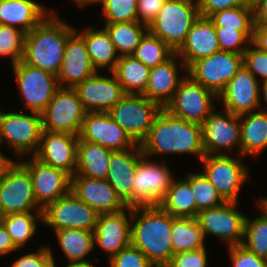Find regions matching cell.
Returning <instances> with one entry per match:
<instances>
[{
	"instance_id": "obj_61",
	"label": "cell",
	"mask_w": 267,
	"mask_h": 267,
	"mask_svg": "<svg viewBox=\"0 0 267 267\" xmlns=\"http://www.w3.org/2000/svg\"><path fill=\"white\" fill-rule=\"evenodd\" d=\"M260 0H244L246 5L254 7Z\"/></svg>"
},
{
	"instance_id": "obj_49",
	"label": "cell",
	"mask_w": 267,
	"mask_h": 267,
	"mask_svg": "<svg viewBox=\"0 0 267 267\" xmlns=\"http://www.w3.org/2000/svg\"><path fill=\"white\" fill-rule=\"evenodd\" d=\"M196 1L199 9V15L207 18H209L212 14L216 12L246 5L244 0H196Z\"/></svg>"
},
{
	"instance_id": "obj_44",
	"label": "cell",
	"mask_w": 267,
	"mask_h": 267,
	"mask_svg": "<svg viewBox=\"0 0 267 267\" xmlns=\"http://www.w3.org/2000/svg\"><path fill=\"white\" fill-rule=\"evenodd\" d=\"M221 51L243 54L251 44L253 32H240L234 29L215 27Z\"/></svg>"
},
{
	"instance_id": "obj_22",
	"label": "cell",
	"mask_w": 267,
	"mask_h": 267,
	"mask_svg": "<svg viewBox=\"0 0 267 267\" xmlns=\"http://www.w3.org/2000/svg\"><path fill=\"white\" fill-rule=\"evenodd\" d=\"M131 217V207L116 213L99 214L94 230V247L99 246L108 254L107 260L131 244Z\"/></svg>"
},
{
	"instance_id": "obj_40",
	"label": "cell",
	"mask_w": 267,
	"mask_h": 267,
	"mask_svg": "<svg viewBox=\"0 0 267 267\" xmlns=\"http://www.w3.org/2000/svg\"><path fill=\"white\" fill-rule=\"evenodd\" d=\"M209 19L215 27L234 29L240 32H253L254 7L249 5L238 6L212 14Z\"/></svg>"
},
{
	"instance_id": "obj_10",
	"label": "cell",
	"mask_w": 267,
	"mask_h": 267,
	"mask_svg": "<svg viewBox=\"0 0 267 267\" xmlns=\"http://www.w3.org/2000/svg\"><path fill=\"white\" fill-rule=\"evenodd\" d=\"M86 113L74 88L59 87L41 112L42 129L79 136Z\"/></svg>"
},
{
	"instance_id": "obj_46",
	"label": "cell",
	"mask_w": 267,
	"mask_h": 267,
	"mask_svg": "<svg viewBox=\"0 0 267 267\" xmlns=\"http://www.w3.org/2000/svg\"><path fill=\"white\" fill-rule=\"evenodd\" d=\"M243 64L259 82L267 80V53L259 50L252 43L243 53Z\"/></svg>"
},
{
	"instance_id": "obj_50",
	"label": "cell",
	"mask_w": 267,
	"mask_h": 267,
	"mask_svg": "<svg viewBox=\"0 0 267 267\" xmlns=\"http://www.w3.org/2000/svg\"><path fill=\"white\" fill-rule=\"evenodd\" d=\"M166 0H137V21L148 26L157 17Z\"/></svg>"
},
{
	"instance_id": "obj_62",
	"label": "cell",
	"mask_w": 267,
	"mask_h": 267,
	"mask_svg": "<svg viewBox=\"0 0 267 267\" xmlns=\"http://www.w3.org/2000/svg\"><path fill=\"white\" fill-rule=\"evenodd\" d=\"M3 142H4V139H3V134H2L1 122H0V146L2 145Z\"/></svg>"
},
{
	"instance_id": "obj_29",
	"label": "cell",
	"mask_w": 267,
	"mask_h": 267,
	"mask_svg": "<svg viewBox=\"0 0 267 267\" xmlns=\"http://www.w3.org/2000/svg\"><path fill=\"white\" fill-rule=\"evenodd\" d=\"M85 42L87 52L96 71L107 70L113 72L116 68L119 54L112 43L106 29L86 27L81 33L75 31Z\"/></svg>"
},
{
	"instance_id": "obj_43",
	"label": "cell",
	"mask_w": 267,
	"mask_h": 267,
	"mask_svg": "<svg viewBox=\"0 0 267 267\" xmlns=\"http://www.w3.org/2000/svg\"><path fill=\"white\" fill-rule=\"evenodd\" d=\"M100 6L105 24L137 21V0H101Z\"/></svg>"
},
{
	"instance_id": "obj_9",
	"label": "cell",
	"mask_w": 267,
	"mask_h": 267,
	"mask_svg": "<svg viewBox=\"0 0 267 267\" xmlns=\"http://www.w3.org/2000/svg\"><path fill=\"white\" fill-rule=\"evenodd\" d=\"M217 98L215 93L185 74L164 109L175 117L202 125L215 110L212 100L216 101Z\"/></svg>"
},
{
	"instance_id": "obj_33",
	"label": "cell",
	"mask_w": 267,
	"mask_h": 267,
	"mask_svg": "<svg viewBox=\"0 0 267 267\" xmlns=\"http://www.w3.org/2000/svg\"><path fill=\"white\" fill-rule=\"evenodd\" d=\"M58 243L69 262H93L86 257L94 250V231L59 229L55 231Z\"/></svg>"
},
{
	"instance_id": "obj_16",
	"label": "cell",
	"mask_w": 267,
	"mask_h": 267,
	"mask_svg": "<svg viewBox=\"0 0 267 267\" xmlns=\"http://www.w3.org/2000/svg\"><path fill=\"white\" fill-rule=\"evenodd\" d=\"M239 202L226 201L222 205L198 212L196 220L204 237L222 238L227 246L241 245L246 216L236 209Z\"/></svg>"
},
{
	"instance_id": "obj_15",
	"label": "cell",
	"mask_w": 267,
	"mask_h": 267,
	"mask_svg": "<svg viewBox=\"0 0 267 267\" xmlns=\"http://www.w3.org/2000/svg\"><path fill=\"white\" fill-rule=\"evenodd\" d=\"M242 64L243 54L220 50L194 62L186 74L218 96Z\"/></svg>"
},
{
	"instance_id": "obj_31",
	"label": "cell",
	"mask_w": 267,
	"mask_h": 267,
	"mask_svg": "<svg viewBox=\"0 0 267 267\" xmlns=\"http://www.w3.org/2000/svg\"><path fill=\"white\" fill-rule=\"evenodd\" d=\"M114 151L96 143L78 139L77 165L74 175L107 179L110 157Z\"/></svg>"
},
{
	"instance_id": "obj_18",
	"label": "cell",
	"mask_w": 267,
	"mask_h": 267,
	"mask_svg": "<svg viewBox=\"0 0 267 267\" xmlns=\"http://www.w3.org/2000/svg\"><path fill=\"white\" fill-rule=\"evenodd\" d=\"M78 137L113 151H124L136 145L107 112H87Z\"/></svg>"
},
{
	"instance_id": "obj_55",
	"label": "cell",
	"mask_w": 267,
	"mask_h": 267,
	"mask_svg": "<svg viewBox=\"0 0 267 267\" xmlns=\"http://www.w3.org/2000/svg\"><path fill=\"white\" fill-rule=\"evenodd\" d=\"M13 162V159L8 158L2 151H0V179L3 178L6 170L13 164Z\"/></svg>"
},
{
	"instance_id": "obj_12",
	"label": "cell",
	"mask_w": 267,
	"mask_h": 267,
	"mask_svg": "<svg viewBox=\"0 0 267 267\" xmlns=\"http://www.w3.org/2000/svg\"><path fill=\"white\" fill-rule=\"evenodd\" d=\"M18 90L28 110L41 113L59 88L57 76L25 64L22 60L12 65Z\"/></svg>"
},
{
	"instance_id": "obj_23",
	"label": "cell",
	"mask_w": 267,
	"mask_h": 267,
	"mask_svg": "<svg viewBox=\"0 0 267 267\" xmlns=\"http://www.w3.org/2000/svg\"><path fill=\"white\" fill-rule=\"evenodd\" d=\"M70 191L98 214L116 213L127 208L106 179L73 175Z\"/></svg>"
},
{
	"instance_id": "obj_36",
	"label": "cell",
	"mask_w": 267,
	"mask_h": 267,
	"mask_svg": "<svg viewBox=\"0 0 267 267\" xmlns=\"http://www.w3.org/2000/svg\"><path fill=\"white\" fill-rule=\"evenodd\" d=\"M104 28L119 56L132 55L141 39L148 32V26L138 21L105 24Z\"/></svg>"
},
{
	"instance_id": "obj_24",
	"label": "cell",
	"mask_w": 267,
	"mask_h": 267,
	"mask_svg": "<svg viewBox=\"0 0 267 267\" xmlns=\"http://www.w3.org/2000/svg\"><path fill=\"white\" fill-rule=\"evenodd\" d=\"M96 72L84 40L74 32L67 40L62 65L57 75L59 87L74 88Z\"/></svg>"
},
{
	"instance_id": "obj_8",
	"label": "cell",
	"mask_w": 267,
	"mask_h": 267,
	"mask_svg": "<svg viewBox=\"0 0 267 267\" xmlns=\"http://www.w3.org/2000/svg\"><path fill=\"white\" fill-rule=\"evenodd\" d=\"M238 155L234 158L226 155H205L201 162L202 172L216 188L225 201L239 202V192L242 185L249 181L250 173L246 163Z\"/></svg>"
},
{
	"instance_id": "obj_28",
	"label": "cell",
	"mask_w": 267,
	"mask_h": 267,
	"mask_svg": "<svg viewBox=\"0 0 267 267\" xmlns=\"http://www.w3.org/2000/svg\"><path fill=\"white\" fill-rule=\"evenodd\" d=\"M52 11L33 0H0V24L28 33Z\"/></svg>"
},
{
	"instance_id": "obj_32",
	"label": "cell",
	"mask_w": 267,
	"mask_h": 267,
	"mask_svg": "<svg viewBox=\"0 0 267 267\" xmlns=\"http://www.w3.org/2000/svg\"><path fill=\"white\" fill-rule=\"evenodd\" d=\"M158 206L173 217L196 218V201L190 183L185 179L172 181Z\"/></svg>"
},
{
	"instance_id": "obj_17",
	"label": "cell",
	"mask_w": 267,
	"mask_h": 267,
	"mask_svg": "<svg viewBox=\"0 0 267 267\" xmlns=\"http://www.w3.org/2000/svg\"><path fill=\"white\" fill-rule=\"evenodd\" d=\"M18 161L31 175L34 196L42 210L70 192L71 176L64 170L44 164L34 156Z\"/></svg>"
},
{
	"instance_id": "obj_30",
	"label": "cell",
	"mask_w": 267,
	"mask_h": 267,
	"mask_svg": "<svg viewBox=\"0 0 267 267\" xmlns=\"http://www.w3.org/2000/svg\"><path fill=\"white\" fill-rule=\"evenodd\" d=\"M241 156L256 158L267 148V111L240 115Z\"/></svg>"
},
{
	"instance_id": "obj_3",
	"label": "cell",
	"mask_w": 267,
	"mask_h": 267,
	"mask_svg": "<svg viewBox=\"0 0 267 267\" xmlns=\"http://www.w3.org/2000/svg\"><path fill=\"white\" fill-rule=\"evenodd\" d=\"M53 11L25 34L22 61L32 67L58 75L68 38L76 28Z\"/></svg>"
},
{
	"instance_id": "obj_35",
	"label": "cell",
	"mask_w": 267,
	"mask_h": 267,
	"mask_svg": "<svg viewBox=\"0 0 267 267\" xmlns=\"http://www.w3.org/2000/svg\"><path fill=\"white\" fill-rule=\"evenodd\" d=\"M205 239L196 218L172 216L171 243L174 254L206 248Z\"/></svg>"
},
{
	"instance_id": "obj_58",
	"label": "cell",
	"mask_w": 267,
	"mask_h": 267,
	"mask_svg": "<svg viewBox=\"0 0 267 267\" xmlns=\"http://www.w3.org/2000/svg\"><path fill=\"white\" fill-rule=\"evenodd\" d=\"M77 6L85 7L94 4H100L101 0H73Z\"/></svg>"
},
{
	"instance_id": "obj_5",
	"label": "cell",
	"mask_w": 267,
	"mask_h": 267,
	"mask_svg": "<svg viewBox=\"0 0 267 267\" xmlns=\"http://www.w3.org/2000/svg\"><path fill=\"white\" fill-rule=\"evenodd\" d=\"M149 159L143 155L138 161L127 207L158 206L171 186L174 177L164 158L161 163Z\"/></svg>"
},
{
	"instance_id": "obj_7",
	"label": "cell",
	"mask_w": 267,
	"mask_h": 267,
	"mask_svg": "<svg viewBox=\"0 0 267 267\" xmlns=\"http://www.w3.org/2000/svg\"><path fill=\"white\" fill-rule=\"evenodd\" d=\"M161 109L144 95L126 94L107 113L140 145L149 135L154 118Z\"/></svg>"
},
{
	"instance_id": "obj_53",
	"label": "cell",
	"mask_w": 267,
	"mask_h": 267,
	"mask_svg": "<svg viewBox=\"0 0 267 267\" xmlns=\"http://www.w3.org/2000/svg\"><path fill=\"white\" fill-rule=\"evenodd\" d=\"M17 250L19 249L14 245L11 236L0 222V256L8 255Z\"/></svg>"
},
{
	"instance_id": "obj_13",
	"label": "cell",
	"mask_w": 267,
	"mask_h": 267,
	"mask_svg": "<svg viewBox=\"0 0 267 267\" xmlns=\"http://www.w3.org/2000/svg\"><path fill=\"white\" fill-rule=\"evenodd\" d=\"M220 112L214 110L201 125L205 154L231 155L237 147V155H241L240 115L226 110Z\"/></svg>"
},
{
	"instance_id": "obj_54",
	"label": "cell",
	"mask_w": 267,
	"mask_h": 267,
	"mask_svg": "<svg viewBox=\"0 0 267 267\" xmlns=\"http://www.w3.org/2000/svg\"><path fill=\"white\" fill-rule=\"evenodd\" d=\"M254 25H267V0H260L254 6Z\"/></svg>"
},
{
	"instance_id": "obj_4",
	"label": "cell",
	"mask_w": 267,
	"mask_h": 267,
	"mask_svg": "<svg viewBox=\"0 0 267 267\" xmlns=\"http://www.w3.org/2000/svg\"><path fill=\"white\" fill-rule=\"evenodd\" d=\"M199 17L196 0H166L157 17L148 25V32L176 52Z\"/></svg>"
},
{
	"instance_id": "obj_21",
	"label": "cell",
	"mask_w": 267,
	"mask_h": 267,
	"mask_svg": "<svg viewBox=\"0 0 267 267\" xmlns=\"http://www.w3.org/2000/svg\"><path fill=\"white\" fill-rule=\"evenodd\" d=\"M78 139L77 135L70 133L43 130L34 157L72 177L76 172Z\"/></svg>"
},
{
	"instance_id": "obj_14",
	"label": "cell",
	"mask_w": 267,
	"mask_h": 267,
	"mask_svg": "<svg viewBox=\"0 0 267 267\" xmlns=\"http://www.w3.org/2000/svg\"><path fill=\"white\" fill-rule=\"evenodd\" d=\"M99 214L78 199L71 191L42 210V225L59 229H85L94 231Z\"/></svg>"
},
{
	"instance_id": "obj_41",
	"label": "cell",
	"mask_w": 267,
	"mask_h": 267,
	"mask_svg": "<svg viewBox=\"0 0 267 267\" xmlns=\"http://www.w3.org/2000/svg\"><path fill=\"white\" fill-rule=\"evenodd\" d=\"M185 179L190 183L194 194L196 216L202 210L215 208L226 202L202 172L190 173Z\"/></svg>"
},
{
	"instance_id": "obj_45",
	"label": "cell",
	"mask_w": 267,
	"mask_h": 267,
	"mask_svg": "<svg viewBox=\"0 0 267 267\" xmlns=\"http://www.w3.org/2000/svg\"><path fill=\"white\" fill-rule=\"evenodd\" d=\"M108 263L109 267H155L140 249L131 244L112 256Z\"/></svg>"
},
{
	"instance_id": "obj_51",
	"label": "cell",
	"mask_w": 267,
	"mask_h": 267,
	"mask_svg": "<svg viewBox=\"0 0 267 267\" xmlns=\"http://www.w3.org/2000/svg\"><path fill=\"white\" fill-rule=\"evenodd\" d=\"M49 246H40L36 252H30L16 259L10 267H41L42 262L50 255Z\"/></svg>"
},
{
	"instance_id": "obj_6",
	"label": "cell",
	"mask_w": 267,
	"mask_h": 267,
	"mask_svg": "<svg viewBox=\"0 0 267 267\" xmlns=\"http://www.w3.org/2000/svg\"><path fill=\"white\" fill-rule=\"evenodd\" d=\"M0 122L3 139L13 151L17 160L34 156L38 150L42 134L41 113L31 111L30 115L6 111L0 108Z\"/></svg>"
},
{
	"instance_id": "obj_34",
	"label": "cell",
	"mask_w": 267,
	"mask_h": 267,
	"mask_svg": "<svg viewBox=\"0 0 267 267\" xmlns=\"http://www.w3.org/2000/svg\"><path fill=\"white\" fill-rule=\"evenodd\" d=\"M113 73L125 94L142 95L148 85L150 68L132 55L120 56Z\"/></svg>"
},
{
	"instance_id": "obj_20",
	"label": "cell",
	"mask_w": 267,
	"mask_h": 267,
	"mask_svg": "<svg viewBox=\"0 0 267 267\" xmlns=\"http://www.w3.org/2000/svg\"><path fill=\"white\" fill-rule=\"evenodd\" d=\"M109 73L111 77L97 71L74 87L87 112H108L126 95L115 74Z\"/></svg>"
},
{
	"instance_id": "obj_19",
	"label": "cell",
	"mask_w": 267,
	"mask_h": 267,
	"mask_svg": "<svg viewBox=\"0 0 267 267\" xmlns=\"http://www.w3.org/2000/svg\"><path fill=\"white\" fill-rule=\"evenodd\" d=\"M259 89L258 79L242 64L218 95V100L224 110L234 115L250 113L260 109Z\"/></svg>"
},
{
	"instance_id": "obj_48",
	"label": "cell",
	"mask_w": 267,
	"mask_h": 267,
	"mask_svg": "<svg viewBox=\"0 0 267 267\" xmlns=\"http://www.w3.org/2000/svg\"><path fill=\"white\" fill-rule=\"evenodd\" d=\"M208 255L206 248L193 251L179 252L173 255L166 267H207Z\"/></svg>"
},
{
	"instance_id": "obj_2",
	"label": "cell",
	"mask_w": 267,
	"mask_h": 267,
	"mask_svg": "<svg viewBox=\"0 0 267 267\" xmlns=\"http://www.w3.org/2000/svg\"><path fill=\"white\" fill-rule=\"evenodd\" d=\"M171 228L172 215L159 206L132 208L131 245L155 267H166L172 260Z\"/></svg>"
},
{
	"instance_id": "obj_39",
	"label": "cell",
	"mask_w": 267,
	"mask_h": 267,
	"mask_svg": "<svg viewBox=\"0 0 267 267\" xmlns=\"http://www.w3.org/2000/svg\"><path fill=\"white\" fill-rule=\"evenodd\" d=\"M254 219L246 216L244 226V238L241 245L260 258L267 260V213Z\"/></svg>"
},
{
	"instance_id": "obj_37",
	"label": "cell",
	"mask_w": 267,
	"mask_h": 267,
	"mask_svg": "<svg viewBox=\"0 0 267 267\" xmlns=\"http://www.w3.org/2000/svg\"><path fill=\"white\" fill-rule=\"evenodd\" d=\"M32 212L11 213L0 217V222L18 249L24 248L28 240L35 234L36 221L42 222V212H34L35 215Z\"/></svg>"
},
{
	"instance_id": "obj_47",
	"label": "cell",
	"mask_w": 267,
	"mask_h": 267,
	"mask_svg": "<svg viewBox=\"0 0 267 267\" xmlns=\"http://www.w3.org/2000/svg\"><path fill=\"white\" fill-rule=\"evenodd\" d=\"M232 267H267V260L258 257L243 245L228 247Z\"/></svg>"
},
{
	"instance_id": "obj_1",
	"label": "cell",
	"mask_w": 267,
	"mask_h": 267,
	"mask_svg": "<svg viewBox=\"0 0 267 267\" xmlns=\"http://www.w3.org/2000/svg\"><path fill=\"white\" fill-rule=\"evenodd\" d=\"M146 157L165 154H191L201 160L203 147L202 126L175 117L162 108L155 116L149 135L140 144Z\"/></svg>"
},
{
	"instance_id": "obj_38",
	"label": "cell",
	"mask_w": 267,
	"mask_h": 267,
	"mask_svg": "<svg viewBox=\"0 0 267 267\" xmlns=\"http://www.w3.org/2000/svg\"><path fill=\"white\" fill-rule=\"evenodd\" d=\"M174 53L159 37L147 32L132 56L151 69L168 60Z\"/></svg>"
},
{
	"instance_id": "obj_42",
	"label": "cell",
	"mask_w": 267,
	"mask_h": 267,
	"mask_svg": "<svg viewBox=\"0 0 267 267\" xmlns=\"http://www.w3.org/2000/svg\"><path fill=\"white\" fill-rule=\"evenodd\" d=\"M25 34L17 27L0 24V58L9 57L12 65L21 61L24 54Z\"/></svg>"
},
{
	"instance_id": "obj_26",
	"label": "cell",
	"mask_w": 267,
	"mask_h": 267,
	"mask_svg": "<svg viewBox=\"0 0 267 267\" xmlns=\"http://www.w3.org/2000/svg\"><path fill=\"white\" fill-rule=\"evenodd\" d=\"M179 65L187 71L179 56L174 53L168 60L150 69L148 85L142 94L149 100L156 102L161 108L172 100L179 82L184 78L179 75ZM178 66V67H177Z\"/></svg>"
},
{
	"instance_id": "obj_59",
	"label": "cell",
	"mask_w": 267,
	"mask_h": 267,
	"mask_svg": "<svg viewBox=\"0 0 267 267\" xmlns=\"http://www.w3.org/2000/svg\"><path fill=\"white\" fill-rule=\"evenodd\" d=\"M66 267H94L93 262H68Z\"/></svg>"
},
{
	"instance_id": "obj_60",
	"label": "cell",
	"mask_w": 267,
	"mask_h": 267,
	"mask_svg": "<svg viewBox=\"0 0 267 267\" xmlns=\"http://www.w3.org/2000/svg\"><path fill=\"white\" fill-rule=\"evenodd\" d=\"M257 204L259 208L263 209L267 213V197L259 198V200H257Z\"/></svg>"
},
{
	"instance_id": "obj_25",
	"label": "cell",
	"mask_w": 267,
	"mask_h": 267,
	"mask_svg": "<svg viewBox=\"0 0 267 267\" xmlns=\"http://www.w3.org/2000/svg\"><path fill=\"white\" fill-rule=\"evenodd\" d=\"M220 51L214 23L200 16L191 26L186 40L175 52L188 69L194 62Z\"/></svg>"
},
{
	"instance_id": "obj_56",
	"label": "cell",
	"mask_w": 267,
	"mask_h": 267,
	"mask_svg": "<svg viewBox=\"0 0 267 267\" xmlns=\"http://www.w3.org/2000/svg\"><path fill=\"white\" fill-rule=\"evenodd\" d=\"M261 83L262 86H261ZM259 99H260V110H264V111H267V107H261V104H262V101L261 99L266 103V106H267V80H264V81H261L260 82V89H259Z\"/></svg>"
},
{
	"instance_id": "obj_11",
	"label": "cell",
	"mask_w": 267,
	"mask_h": 267,
	"mask_svg": "<svg viewBox=\"0 0 267 267\" xmlns=\"http://www.w3.org/2000/svg\"><path fill=\"white\" fill-rule=\"evenodd\" d=\"M32 210L42 212L34 196L31 175L16 160L0 179V217Z\"/></svg>"
},
{
	"instance_id": "obj_57",
	"label": "cell",
	"mask_w": 267,
	"mask_h": 267,
	"mask_svg": "<svg viewBox=\"0 0 267 267\" xmlns=\"http://www.w3.org/2000/svg\"><path fill=\"white\" fill-rule=\"evenodd\" d=\"M50 253L51 254L42 262L41 267H57L51 248H50Z\"/></svg>"
},
{
	"instance_id": "obj_52",
	"label": "cell",
	"mask_w": 267,
	"mask_h": 267,
	"mask_svg": "<svg viewBox=\"0 0 267 267\" xmlns=\"http://www.w3.org/2000/svg\"><path fill=\"white\" fill-rule=\"evenodd\" d=\"M251 43L267 53V25H254Z\"/></svg>"
},
{
	"instance_id": "obj_27",
	"label": "cell",
	"mask_w": 267,
	"mask_h": 267,
	"mask_svg": "<svg viewBox=\"0 0 267 267\" xmlns=\"http://www.w3.org/2000/svg\"><path fill=\"white\" fill-rule=\"evenodd\" d=\"M142 156L141 146L136 144L124 151H114L110 157L106 180L124 203L132 197L134 174Z\"/></svg>"
}]
</instances>
